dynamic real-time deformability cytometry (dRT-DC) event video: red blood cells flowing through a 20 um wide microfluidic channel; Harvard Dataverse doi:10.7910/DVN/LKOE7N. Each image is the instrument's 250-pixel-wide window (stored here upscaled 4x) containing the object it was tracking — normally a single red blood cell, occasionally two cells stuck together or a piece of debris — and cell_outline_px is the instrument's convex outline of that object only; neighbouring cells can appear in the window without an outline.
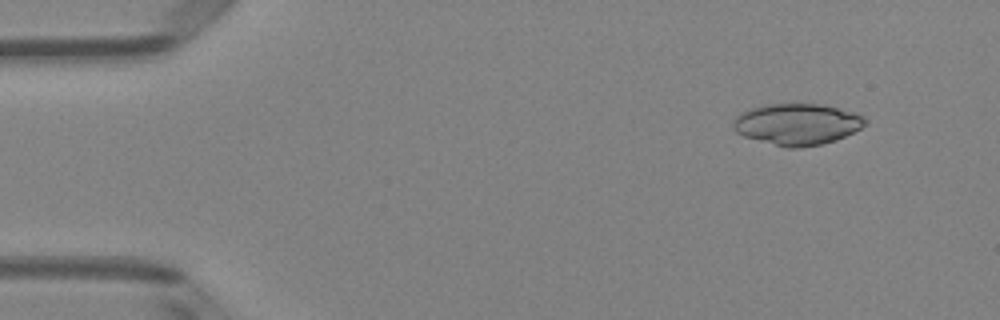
{"species": "Egyptian fruit bat (a non-hibernating species)", "species_latin": "Rousettus aegyptiacus", "temperature_condition": "room temperature", "stored_images_in_passage": 5, "camera_frame_rate_fps": 3000, "um_per_image_px": 0.085, "animal": {"sex": "female"}, "frame": {"image": 1, "passage_image": 2, "time_ms": 0.333, "image_size_px": [1000, 320], "cell_outline_px": [[864, 124], [860, 128], [836, 140], [824, 144], [800, 148], [788, 148], [744, 136], [736, 132], [732, 128], [732, 120], [740, 112], [764, 104], [820, 104], [852, 112], [864, 116]], "centroid_in_image_um": [67.7, 10.56], "position_along_channel_um": 17.3, "area_um2": 31.62}}